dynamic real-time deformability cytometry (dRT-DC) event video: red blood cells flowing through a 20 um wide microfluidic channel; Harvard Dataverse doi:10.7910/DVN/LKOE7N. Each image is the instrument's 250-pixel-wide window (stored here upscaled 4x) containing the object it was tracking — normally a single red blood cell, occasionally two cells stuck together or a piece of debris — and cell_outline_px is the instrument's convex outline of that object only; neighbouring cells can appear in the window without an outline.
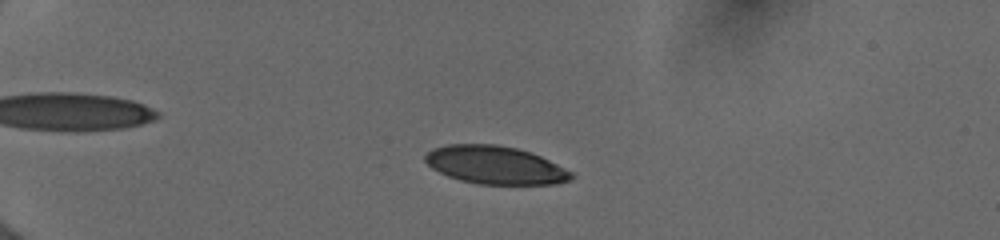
{"species": "human", "species_latin": "Homo sapiens", "temperature_condition": "cold", "stored_images_in_passage": 52, "camera_frame_rate_fps": 3000, "um_per_image_px": 0.085, "donor": {"sex": "female"}, "frame": {"image": 1, "passage_image": 13, "time_ms": 4.0, "image_size_px": [1000, 240], "cell_outline_px": [[576, 176], [572, 180], [556, 184], [476, 184], [460, 180], [448, 176], [432, 168], [424, 160], [424, 156], [432, 148], [448, 144], [496, 144], [516, 148], [532, 152], [572, 172]], "centroid_in_image_um": [42.1, 14.03], "position_along_channel_um": 42.9, "area_um2": 32.48}}
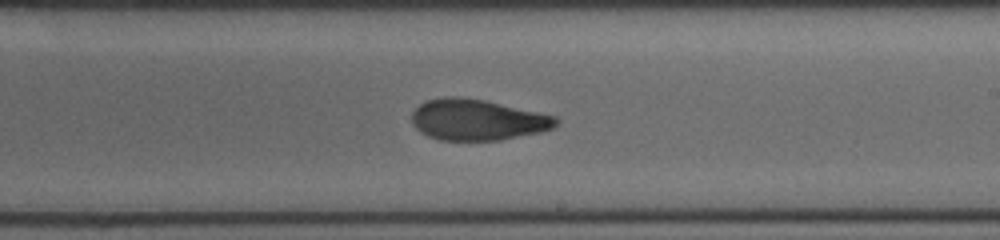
{"frame": {"image": 2, "passage_image": 33, "time_ms": 10.667, "image_size_px": [1000, 240], "cell_outline_px": [[560, 120], [552, 128], [540, 132], [500, 140], [440, 140], [428, 136], [420, 132], [412, 124], [412, 112], [424, 100], [444, 96], [456, 96], [484, 100], [556, 116]], "centroid_in_image_um": [40.54, 10.18], "position_along_channel_um": 248.5, "area_um2": 34.45}}
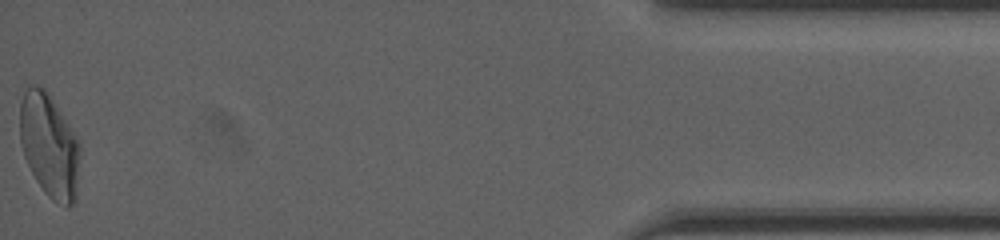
{"frame": {"image": 3, "passage_image": 52, "time_ms": 17.0, "image_size_px": [1000, 240], "cell_outline_px": [[80, 148], [76, 200], [68, 208], [52, 200], [44, 192], [36, 180], [24, 156], [20, 140], [20, 104], [24, 92], [28, 88], [44, 88], [48, 92], [68, 124], [80, 144]], "centroid_in_image_um": [4.2, 12.44], "position_along_channel_um": 431.0, "area_um2": 35.89}, "authors_computed_cell_mechanics": {"area_um2": 34.3332, "velocity_mm_per_s": 4.0006, "shape_relaxation_time_tau1_ms": 5.4114, "shape_relaxation_time_tau2_ms": 2.1693, "deformation_change_tau1": 0.2128, "deformation_change_tau2": 0.0807}}